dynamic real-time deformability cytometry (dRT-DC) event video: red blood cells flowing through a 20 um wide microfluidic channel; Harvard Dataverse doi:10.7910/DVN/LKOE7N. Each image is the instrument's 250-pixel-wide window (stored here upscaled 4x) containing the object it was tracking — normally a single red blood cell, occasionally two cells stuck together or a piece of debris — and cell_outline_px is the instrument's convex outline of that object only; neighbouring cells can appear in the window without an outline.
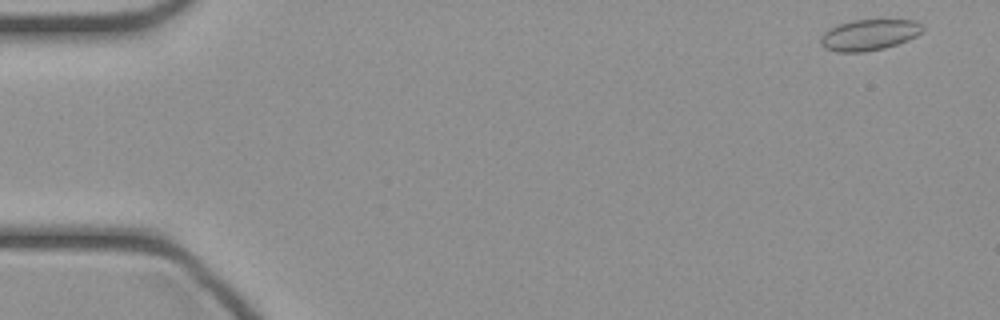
{"species": "common noctule bat (a hibernating species)", "species_latin": "Nyctalus noctula", "temperature_condition": "cold", "stored_images_in_passage": 45, "camera_frame_rate_fps": 3000, "um_per_image_px": 0.085, "animal": {"sex": "female", "body_mass_g": 21.9}, "frame": {"image": 1, "passage_image": 1, "time_ms": 0.0, "image_size_px": [1000, 320], "cell_outline_px": [[924, 28], [916, 36], [908, 40], [884, 48], [864, 52], [836, 52], [824, 48], [820, 44], [820, 36], [824, 32], [840, 24], [852, 20], [916, 20], [924, 24]], "centroid_in_image_um": [73.88, 2.97], "position_along_channel_um": 11.1, "area_um2": 18.44}}
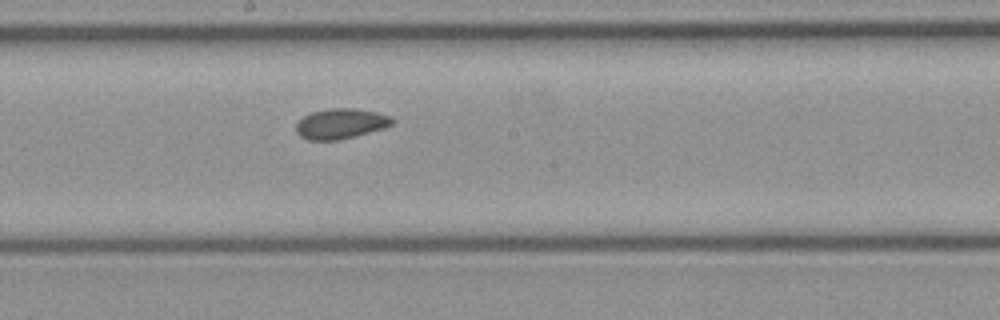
{"frame": {"image": 2, "passage_image": 24, "time_ms": 7.667, "image_size_px": [1000, 320], "cell_outline_px": [[396, 120], [392, 124], [384, 128], [356, 136], [340, 140], [308, 140], [300, 136], [296, 132], [296, 124], [304, 116], [312, 112], [332, 108], [352, 108], [376, 112], [392, 116]], "centroid_in_image_um": [28.99, 10.52], "position_along_channel_um": 219.2, "area_um2": 16.99}}
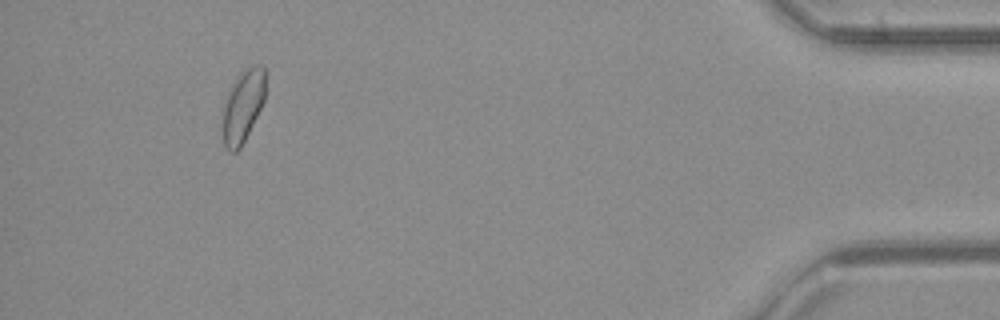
{"frame": {"image": 3, "passage_image": 42, "time_ms": 13.667, "image_size_px": [1000, 320], "cell_outline_px": [[264, 100], [240, 148], [236, 152], [228, 152], [224, 144], [224, 104], [228, 92], [236, 76], [248, 68], [256, 64], [260, 64], [264, 68]], "centroid_in_image_um": [20.64, 9.0], "position_along_channel_um": 414.6, "area_um2": 17.4}}